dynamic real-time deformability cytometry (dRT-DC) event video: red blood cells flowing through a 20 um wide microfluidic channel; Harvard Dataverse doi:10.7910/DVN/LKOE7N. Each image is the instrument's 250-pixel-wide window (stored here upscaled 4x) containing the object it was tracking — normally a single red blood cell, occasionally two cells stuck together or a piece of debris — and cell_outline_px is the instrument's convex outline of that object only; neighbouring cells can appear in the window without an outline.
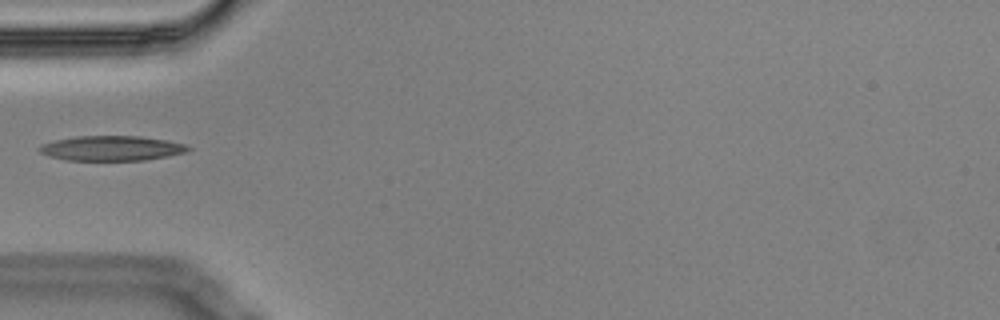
{"species": "Egyptian fruit bat (a non-hibernating species)", "species_latin": "Rousettus aegyptiacus", "temperature_condition": "cold", "stored_images_in_passage": 7, "camera_frame_rate_fps": 3000, "um_per_image_px": 0.085, "animal": {"sex": "male"}, "frame": {"image": 1, "passage_image": 1, "time_ms": 0.0, "image_size_px": [1000, 320], "cell_outline_px": [[192, 148], [184, 152], [168, 156], [144, 160], [64, 160], [48, 156], [40, 152], [36, 148], [40, 144], [56, 140], [76, 136], [140, 136], [168, 140], [184, 144]], "centroid_in_image_um": [9.44, 12.6], "position_along_channel_um": 75.6, "area_um2": 21.62}}
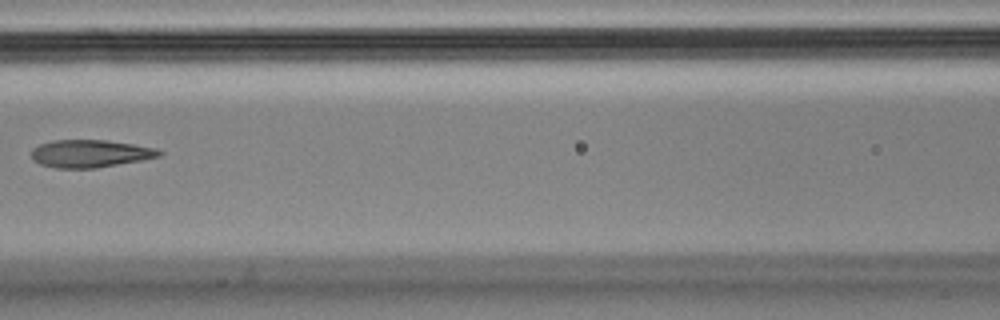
{"frame": {"image": 2, "passage_image": 3, "time_ms": 0.667, "image_size_px": [1000, 320], "cell_outline_px": [[164, 152], [160, 156], [140, 160], [96, 168], [56, 168], [40, 164], [32, 160], [32, 148], [40, 144], [52, 140], [108, 140], [156, 148]], "centroid_in_image_um": [7.64, 13.05], "position_along_channel_um": 159.0, "area_um2": 20.52}}
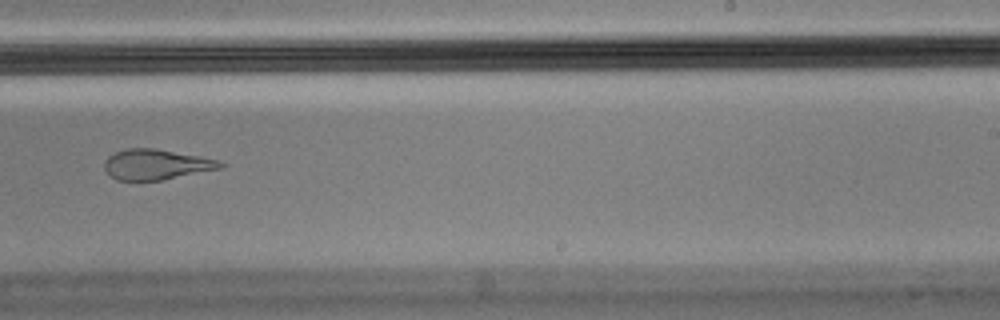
{"frame": {"image": 3, "passage_image": 6, "time_ms": 1.667, "image_size_px": [1000, 320], "cell_outline_px": [[228, 164], [224, 168], [164, 180], [116, 180], [104, 168], [104, 160], [108, 156], [116, 152], [128, 148], [156, 148], [200, 156], [216, 160]], "centroid_in_image_um": [13.33, 13.98], "position_along_channel_um": 275.7, "area_um2": 20.69}}